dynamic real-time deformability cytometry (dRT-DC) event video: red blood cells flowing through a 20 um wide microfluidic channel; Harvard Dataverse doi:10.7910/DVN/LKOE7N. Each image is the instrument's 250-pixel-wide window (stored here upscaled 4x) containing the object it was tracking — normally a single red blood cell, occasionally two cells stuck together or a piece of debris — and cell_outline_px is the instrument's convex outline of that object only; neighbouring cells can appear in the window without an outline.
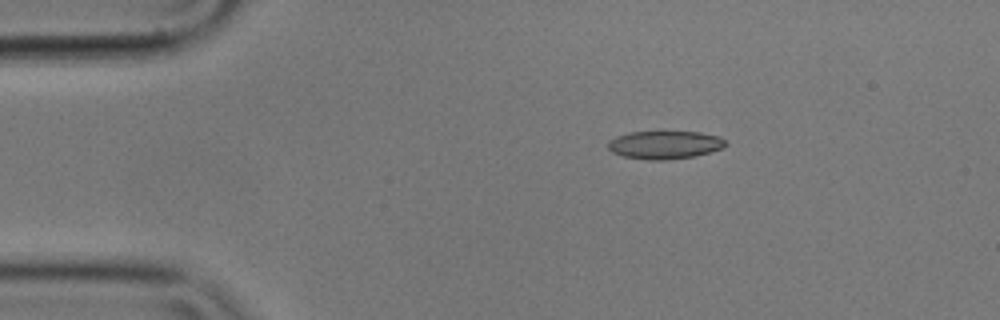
{"species": "common noctule bat (a hibernating species)", "species_latin": "Nyctalus noctula", "temperature_condition": "cold", "stored_images_in_passage": 2, "camera_frame_rate_fps": 3000, "um_per_image_px": 0.085, "animal": {"sex": "male", "body_mass_g": 17.9}, "frame": {"image": 1, "passage_image": 1, "time_ms": 0.0, "image_size_px": [1000, 320], "cell_outline_px": [[728, 144], [720, 148], [696, 156], [664, 160], [648, 160], [624, 156], [612, 152], [608, 148], [608, 140], [616, 136], [628, 132], [660, 128], [664, 128], [700, 132], [720, 136]], "centroid_in_image_um": [56.48, 12.24], "position_along_channel_um": 28.5, "area_um2": 20.29}}